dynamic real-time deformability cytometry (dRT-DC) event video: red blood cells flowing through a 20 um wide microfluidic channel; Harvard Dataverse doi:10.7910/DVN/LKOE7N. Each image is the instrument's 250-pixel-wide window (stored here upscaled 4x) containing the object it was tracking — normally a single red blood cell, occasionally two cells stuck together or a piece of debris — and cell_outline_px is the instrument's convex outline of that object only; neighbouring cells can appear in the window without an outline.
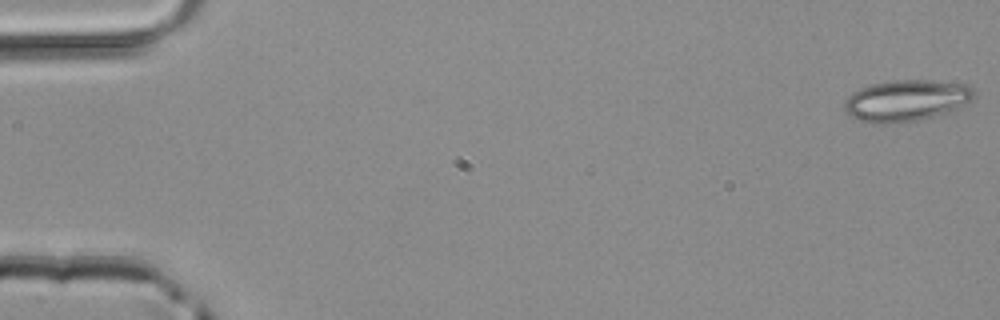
{"species": "common noctule bat (a hibernating species)", "species_latin": "Nyctalus noctula", "temperature_condition": "room temperature", "stored_images_in_passage": 48, "camera_frame_rate_fps": 3000, "um_per_image_px": 0.085, "animal": {"sex": "male", "body_mass_g": 20.4}, "frame": {"image": 1, "passage_image": 1, "time_ms": 0.0, "image_size_px": [1000, 320], "cell_outline_px": [[976, 96], [972, 100], [956, 108], [932, 116], [916, 120], [884, 124], [872, 124], [852, 120], [844, 108], [844, 104], [848, 96], [852, 92], [860, 88], [872, 84], [896, 80], [928, 80], [964, 84], [972, 88], [976, 92]], "centroid_in_image_um": [76.97, 8.55], "position_along_channel_um": 8.0, "area_um2": 31.21}}
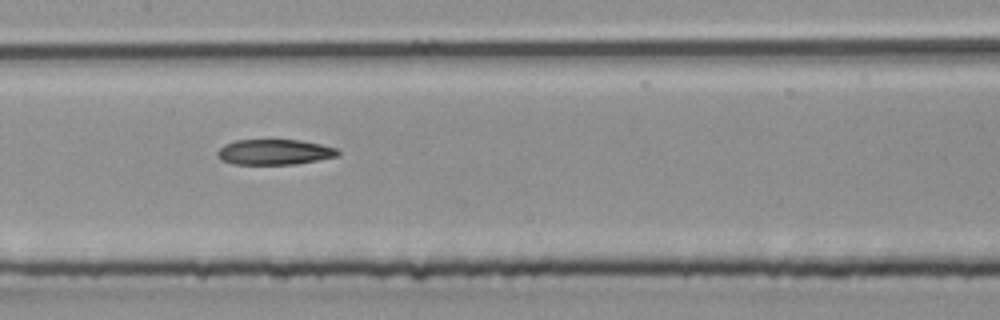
{"frame": {"image": 2, "passage_image": 24, "time_ms": 7.667, "image_size_px": [1000, 320], "cell_outline_px": [[340, 152], [336, 156], [296, 164], [232, 164], [220, 160], [216, 156], [216, 152], [224, 144], [236, 140], [300, 140], [320, 144], [336, 148]], "centroid_in_image_um": [23.27, 12.92], "position_along_channel_um": 184.1, "area_um2": 17.8}}
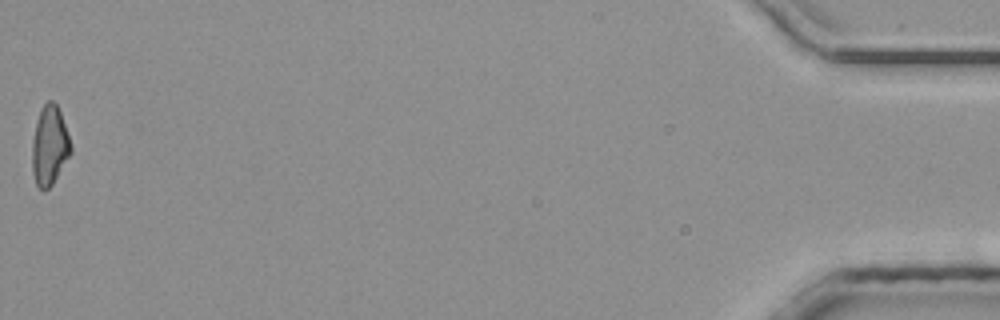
{"frame": {"image": 3, "passage_image": 48, "time_ms": 15.667, "image_size_px": [1000, 320], "cell_outline_px": [[72, 152], [52, 184], [48, 188], [40, 188], [36, 184], [32, 172], [32, 140], [36, 120], [44, 104], [48, 100], [52, 100], [56, 104], [60, 112], [72, 148]], "centroid_in_image_um": [4.2, 12.37], "position_along_channel_um": 431.0, "area_um2": 17.63}}